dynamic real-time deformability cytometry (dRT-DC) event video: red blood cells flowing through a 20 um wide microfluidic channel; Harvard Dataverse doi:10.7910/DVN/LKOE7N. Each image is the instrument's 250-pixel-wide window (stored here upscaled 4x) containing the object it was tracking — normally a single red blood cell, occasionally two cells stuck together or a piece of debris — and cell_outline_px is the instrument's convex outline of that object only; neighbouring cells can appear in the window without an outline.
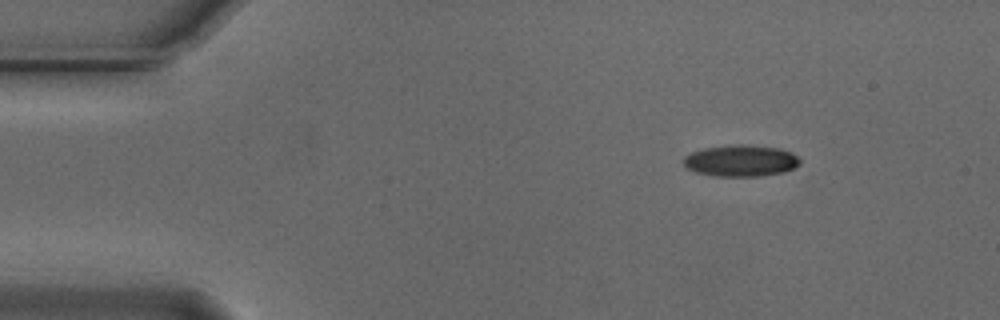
{"species": "Egyptian fruit bat (a non-hibernating species)", "species_latin": "Rousettus aegyptiacus", "temperature_condition": "cold", "stored_images_in_passage": 28, "camera_frame_rate_fps": 3000, "um_per_image_px": 0.085, "animal": {"sex": "male"}, "frame": {"image": 1, "passage_image": 1, "time_ms": 0.0, "image_size_px": [1000, 320], "cell_outline_px": [[800, 164], [784, 172], [760, 176], [716, 176], [696, 172], [684, 168], [684, 156], [692, 152], [704, 148], [736, 144], [744, 144], [780, 148], [792, 152], [800, 160]], "centroid_in_image_um": [62.96, 13.66], "position_along_channel_um": 22.0, "area_um2": 21.44}}
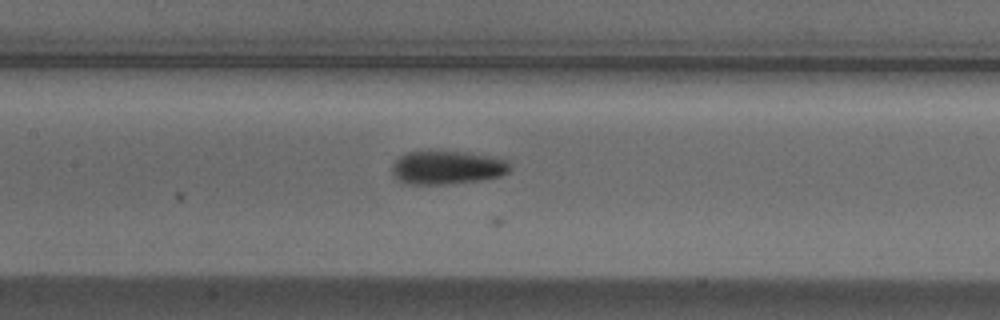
{"frame": {"image": 2, "passage_image": 19, "time_ms": 6.0, "image_size_px": [1000, 320], "cell_outline_px": [[512, 168], [508, 172], [500, 176], [480, 180], [452, 184], [404, 184], [396, 180], [392, 172], [392, 164], [400, 156], [408, 152], [432, 148], [464, 152], [492, 156], [508, 160]], "centroid_in_image_um": [37.98, 14.21], "position_along_channel_um": 169.4, "area_um2": 23.93}}
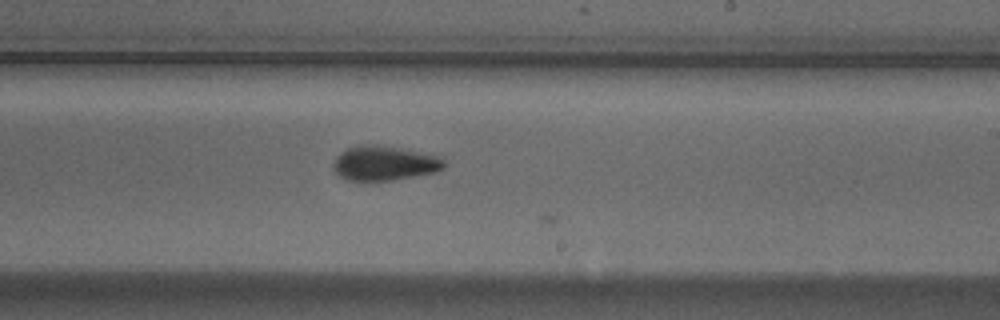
{"frame": {"image": 3, "passage_image": 26, "time_ms": 8.333, "image_size_px": [1000, 320], "cell_outline_px": [[444, 168], [436, 172], [392, 180], [348, 180], [340, 176], [332, 168], [332, 164], [336, 156], [340, 152], [348, 148], [364, 144], [376, 144], [400, 148], [444, 156]], "centroid_in_image_um": [32.69, 13.86], "position_along_channel_um": 256.3, "area_um2": 22.48}}